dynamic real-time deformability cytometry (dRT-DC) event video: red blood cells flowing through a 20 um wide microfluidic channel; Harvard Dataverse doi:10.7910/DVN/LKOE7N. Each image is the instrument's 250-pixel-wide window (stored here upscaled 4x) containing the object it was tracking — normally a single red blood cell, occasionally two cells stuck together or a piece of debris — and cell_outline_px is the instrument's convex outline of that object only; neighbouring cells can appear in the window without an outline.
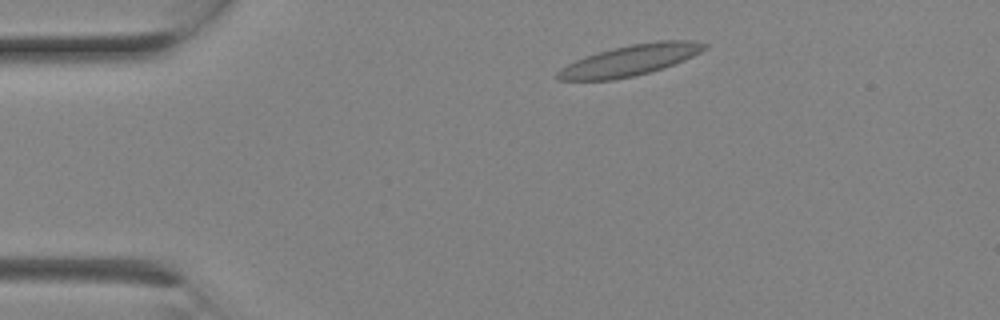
{"species": "Egyptian fruit bat (a non-hibernating species)", "species_latin": "Rousettus aegyptiacus", "temperature_condition": "room temperature", "stored_images_in_passage": 2, "camera_frame_rate_fps": 3000, "um_per_image_px": 0.085, "animal": {"sex": "female"}, "frame": {"image": 1, "passage_image": 2, "time_ms": 0.333, "image_size_px": [1000, 320], "cell_outline_px": [[708, 48], [684, 60], [664, 68], [636, 76], [612, 80], [560, 80], [556, 76], [556, 72], [560, 68], [576, 60], [612, 48], [632, 44], [656, 40], [692, 40], [708, 44]], "centroid_in_image_um": [53.6, 5.12], "position_along_channel_um": 31.4, "area_um2": 26.36}}